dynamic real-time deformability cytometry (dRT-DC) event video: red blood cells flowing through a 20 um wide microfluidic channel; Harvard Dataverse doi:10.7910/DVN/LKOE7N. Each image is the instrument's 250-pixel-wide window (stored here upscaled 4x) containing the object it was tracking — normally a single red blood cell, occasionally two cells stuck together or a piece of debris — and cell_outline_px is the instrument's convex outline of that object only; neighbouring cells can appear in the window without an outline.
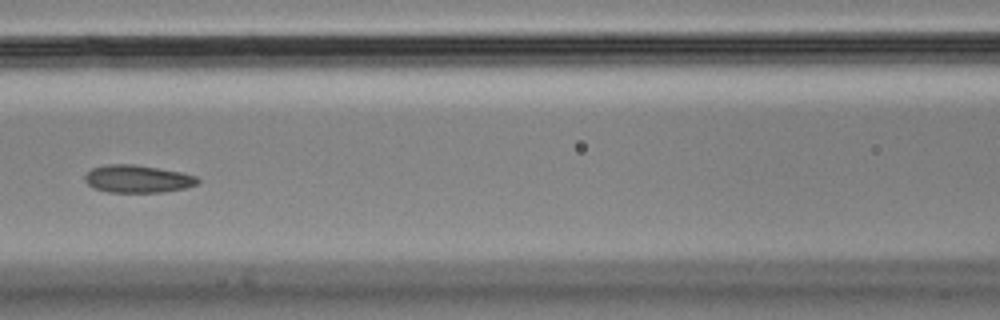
{"species": "Egyptian fruit bat (a non-hibernating species)", "species_latin": "Rousettus aegyptiacus", "temperature_condition": "cold", "stored_images_in_passage": 7, "camera_frame_rate_fps": 3000, "um_per_image_px": 0.085, "animal": {"sex": "male"}, "frame": {"image": 1, "passage_image": 7, "time_ms": 2.0, "image_size_px": [1000, 320], "cell_outline_px": [[200, 180], [196, 184], [184, 188], [164, 192], [108, 192], [96, 188], [88, 184], [84, 180], [84, 176], [92, 168], [108, 164], [132, 164], [180, 172], [196, 176]], "centroid_in_image_um": [11.68, 15.2], "position_along_channel_um": 154.9, "area_um2": 17.92}}